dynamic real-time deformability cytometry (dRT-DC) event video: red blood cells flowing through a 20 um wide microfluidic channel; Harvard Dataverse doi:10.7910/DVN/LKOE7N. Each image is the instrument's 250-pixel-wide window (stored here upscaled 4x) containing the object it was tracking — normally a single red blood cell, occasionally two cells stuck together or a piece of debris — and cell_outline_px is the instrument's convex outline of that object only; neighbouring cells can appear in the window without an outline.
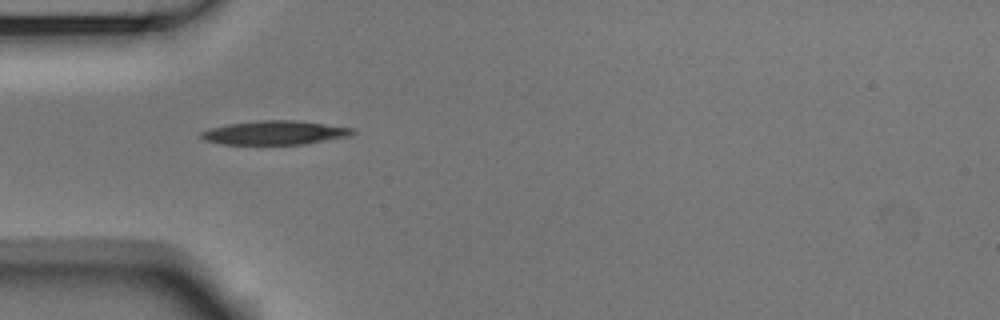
{"species": "Egyptian fruit bat (a non-hibernating species)", "species_latin": "Rousettus aegyptiacus", "temperature_condition": "room temperature", "stored_images_in_passage": 38, "camera_frame_rate_fps": 3000, "um_per_image_px": 0.085, "animal": {"sex": "male"}, "frame": {"image": 1, "passage_image": 1, "time_ms": 0.0, "image_size_px": [1000, 320], "cell_outline_px": [[356, 132], [348, 136], [304, 144], [224, 144], [204, 140], [200, 136], [200, 132], [212, 128], [228, 124], [260, 120], [296, 120], [356, 128]], "centroid_in_image_um": [23.39, 11.27], "position_along_channel_um": 61.6, "area_um2": 20.98}}
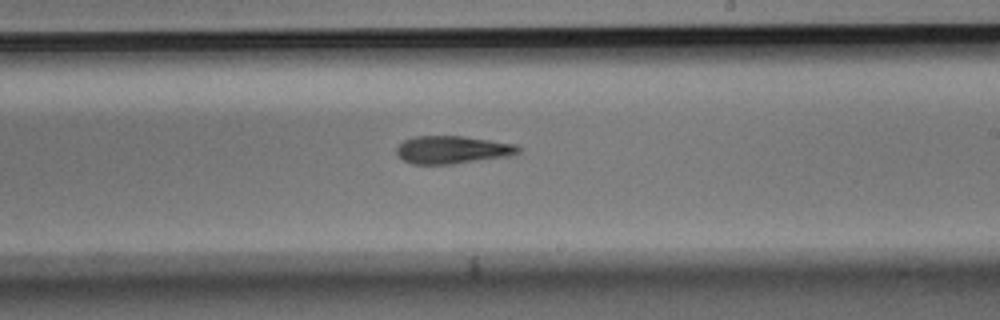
{"frame": {"image": 2, "passage_image": 16, "time_ms": 5.0, "image_size_px": [1000, 320], "cell_outline_px": [[520, 152], [516, 156], [452, 164], [412, 164], [404, 160], [396, 152], [396, 148], [404, 140], [416, 136], [460, 136], [516, 144], [520, 148]], "centroid_in_image_um": [38.51, 12.74], "position_along_channel_um": 250.5, "area_um2": 19.83}}
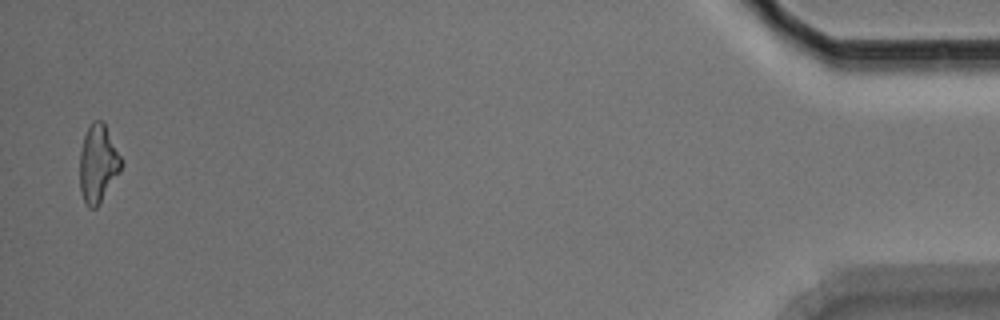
{"frame": {"image": 3, "passage_image": 37, "time_ms": 12.0, "image_size_px": [1000, 320], "cell_outline_px": [[124, 164], [120, 172], [96, 208], [88, 208], [84, 204], [80, 192], [80, 152], [84, 136], [92, 120], [104, 120], [124, 160]], "centroid_in_image_um": [8.36, 13.88], "position_along_channel_um": 426.8, "area_um2": 19.31}, "authors_computed_cell_mechanics": {"area_um2": 19.7676, "velocity_mm_per_s": 3.794, "shape_relaxation_time_tau1_ms": 6.5968, "shape_relaxation_time_tau2_ms": 7.4685, "deformation_change_tau1": 0.1834, "deformation_change_tau2": 0.2139}}